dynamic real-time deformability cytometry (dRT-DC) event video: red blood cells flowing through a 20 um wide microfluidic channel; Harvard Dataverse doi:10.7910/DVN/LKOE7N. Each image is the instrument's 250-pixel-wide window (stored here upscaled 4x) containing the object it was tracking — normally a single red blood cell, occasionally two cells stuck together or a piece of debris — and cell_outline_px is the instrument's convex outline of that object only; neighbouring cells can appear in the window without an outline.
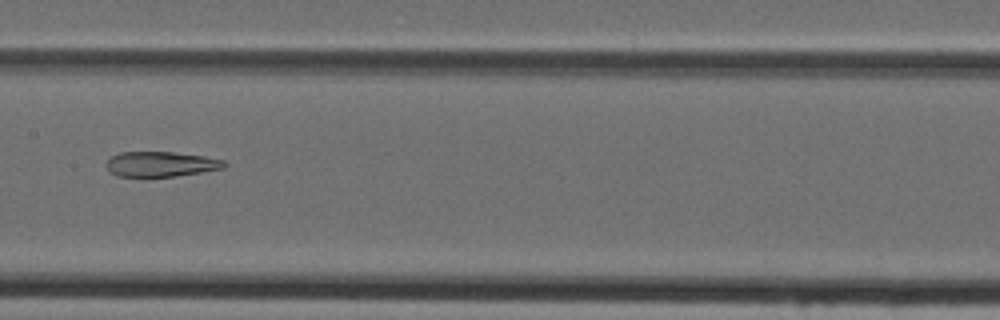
{"species": "Egyptian fruit bat (a non-hibernating species)", "species_latin": "Rousettus aegyptiacus", "temperature_condition": "cold", "stored_images_in_passage": 48, "camera_frame_rate_fps": 3000, "um_per_image_px": 0.085, "animal": {"sex": "female"}, "frame": {"image": 1, "passage_image": 25, "time_ms": 8.0, "image_size_px": [1000, 320], "cell_outline_px": [[228, 164], [224, 168], [176, 176], [116, 176], [108, 172], [104, 164], [112, 156], [120, 152], [172, 152], [204, 156], [224, 160]], "centroid_in_image_um": [13.64, 13.95], "position_along_channel_um": 193.8, "area_um2": 17.28}}
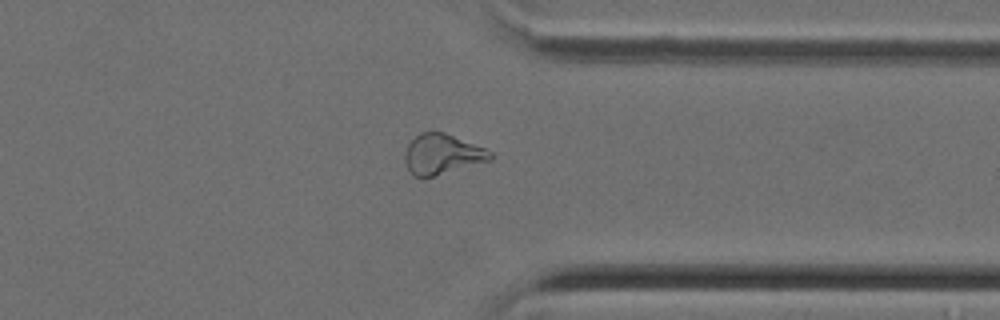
{"frame": {"image": 2, "passage_image": 38, "time_ms": 12.333, "image_size_px": [1000, 320], "cell_outline_px": [[492, 160], [432, 176], [412, 176], [404, 160], [404, 156], [408, 144], [420, 132], [444, 132], [484, 148], [492, 152]], "centroid_in_image_um": [37.57, 13.1], "position_along_channel_um": 373.8, "area_um2": 19.65}}
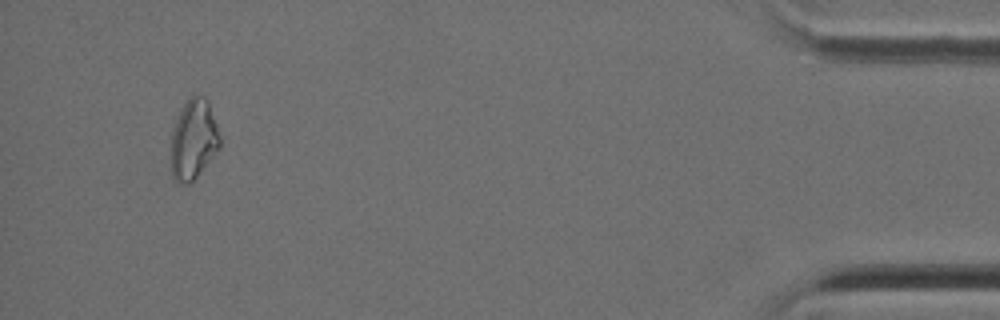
{"frame": {"image": 3, "passage_image": 46, "time_ms": 15.0, "image_size_px": [1000, 320], "cell_outline_px": [[220, 148], [196, 176], [188, 184], [176, 184], [172, 180], [172, 128], [180, 108], [188, 96], [192, 92], [204, 96], [208, 100], [220, 136]], "centroid_in_image_um": [16.43, 11.8], "position_along_channel_um": 418.8, "area_um2": 23.06}}